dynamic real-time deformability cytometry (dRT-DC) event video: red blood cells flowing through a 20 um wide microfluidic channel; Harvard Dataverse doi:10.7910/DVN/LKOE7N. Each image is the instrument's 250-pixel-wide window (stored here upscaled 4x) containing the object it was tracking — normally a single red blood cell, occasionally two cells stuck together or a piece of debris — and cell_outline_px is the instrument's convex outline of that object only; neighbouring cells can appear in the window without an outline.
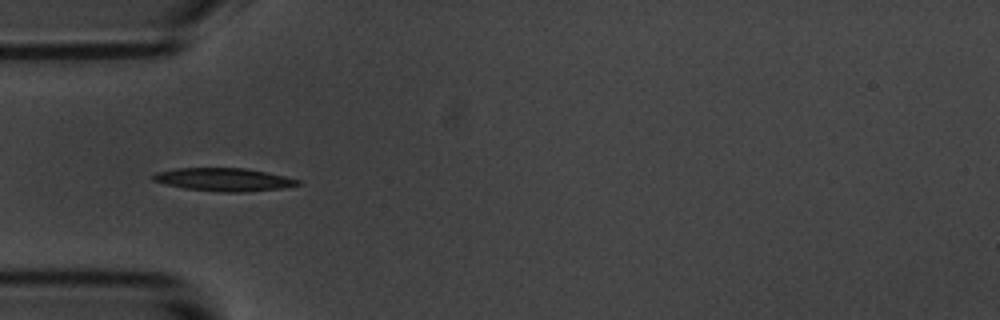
{"species": "common noctule bat (a hibernating species)", "species_latin": "Nyctalus noctula", "temperature_condition": "room temperature", "stored_images_in_passage": 43, "camera_frame_rate_fps": 3000, "um_per_image_px": 0.085, "animal": {"sex": "male", "body_mass_g": 20.1, "forearm_length_mm": 53.5}, "frame": {"image": 1, "passage_image": 4, "time_ms": 1.0, "image_size_px": [1000, 320], "cell_outline_px": [[300, 184], [280, 188], [244, 192], [220, 192], [184, 188], [164, 184], [152, 180], [152, 176], [156, 172], [176, 168], [244, 168], [268, 172], [300, 180]], "centroid_in_image_um": [18.99, 15.26], "position_along_channel_um": 66.0, "area_um2": 19.36}}
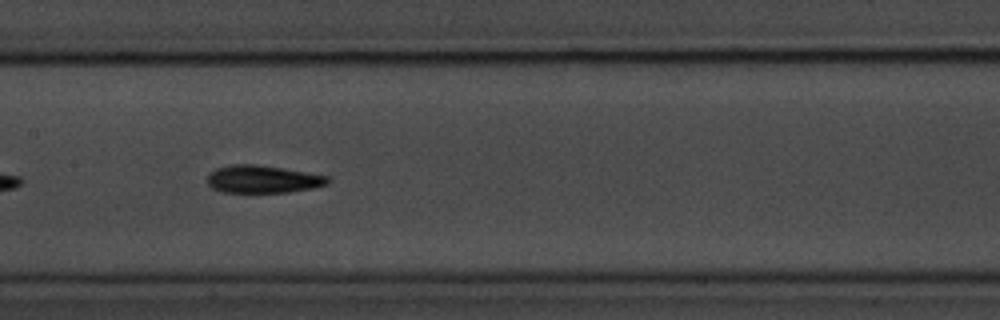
{"frame": {"image": 2, "passage_image": 14, "time_ms": 4.333, "image_size_px": [1000, 320], "cell_outline_px": [[332, 180], [328, 184], [312, 188], [288, 192], [220, 192], [212, 188], [208, 184], [208, 172], [216, 168], [232, 164], [256, 164], [328, 176]], "centroid_in_image_um": [22.31, 15.23], "position_along_channel_um": 185.1, "area_um2": 19.36}}
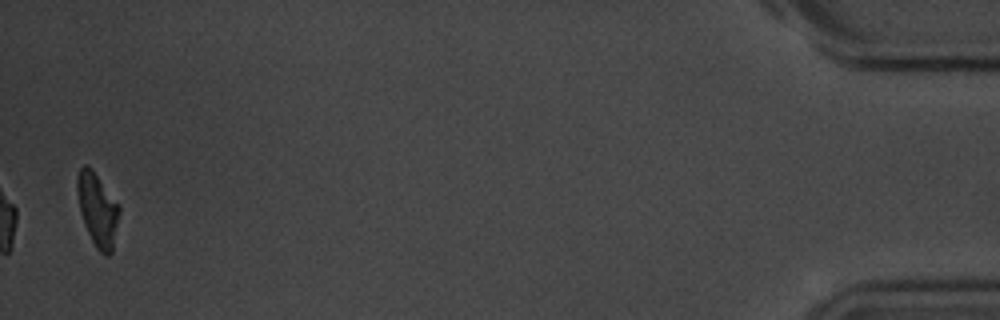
{"frame": {"image": 3, "passage_image": 42, "time_ms": 13.667, "image_size_px": [1000, 320], "cell_outline_px": [[120, 212], [112, 252], [108, 256], [104, 256], [96, 248], [84, 224], [80, 212], [76, 192], [76, 176], [80, 168], [84, 164], [88, 164], [92, 168], [120, 204]], "centroid_in_image_um": [8.29, 17.78], "position_along_channel_um": 426.9, "area_um2": 18.38}, "authors_computed_cell_mechanics": {"area_um2": 18.9006, "velocity_mm_per_s": 3.5583, "shape_relaxation_time_tau1_ms": 2.5469, "shape_relaxation_time_tau2_ms": 3.9164, "deformation_change_tau1": 0.1212, "deformation_change_tau2": 0.1099}}